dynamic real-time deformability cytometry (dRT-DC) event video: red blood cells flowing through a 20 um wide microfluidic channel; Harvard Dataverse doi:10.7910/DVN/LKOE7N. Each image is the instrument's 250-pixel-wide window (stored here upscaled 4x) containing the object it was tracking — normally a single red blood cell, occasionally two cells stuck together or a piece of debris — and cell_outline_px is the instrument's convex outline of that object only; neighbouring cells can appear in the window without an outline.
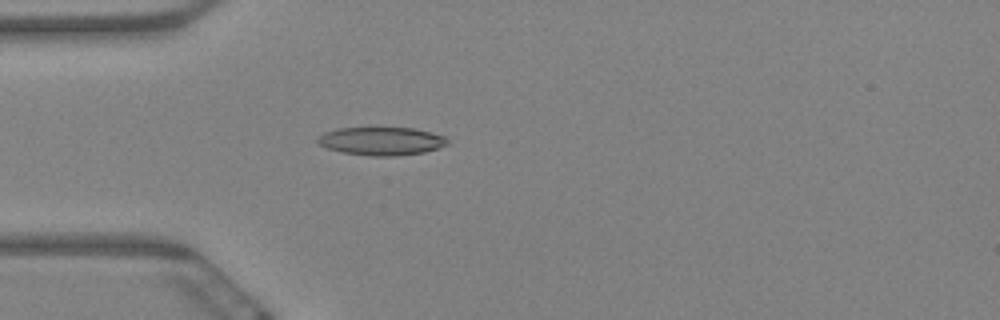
{"species": "Egyptian fruit bat (a non-hibernating species)", "species_latin": "Rousettus aegyptiacus", "temperature_condition": "warm", "stored_images_in_passage": 5, "camera_frame_rate_fps": 3000, "um_per_image_px": 0.085, "animal": {"sex": "female"}, "frame": {"image": 1, "passage_image": 5, "time_ms": 1.333, "image_size_px": [1000, 320], "cell_outline_px": [[448, 144], [424, 152], [396, 156], [372, 156], [344, 152], [328, 148], [320, 144], [316, 140], [324, 132], [336, 128], [412, 128], [448, 136]], "centroid_in_image_um": [32.45, 11.99], "position_along_channel_um": 52.6, "area_um2": 21.15}}